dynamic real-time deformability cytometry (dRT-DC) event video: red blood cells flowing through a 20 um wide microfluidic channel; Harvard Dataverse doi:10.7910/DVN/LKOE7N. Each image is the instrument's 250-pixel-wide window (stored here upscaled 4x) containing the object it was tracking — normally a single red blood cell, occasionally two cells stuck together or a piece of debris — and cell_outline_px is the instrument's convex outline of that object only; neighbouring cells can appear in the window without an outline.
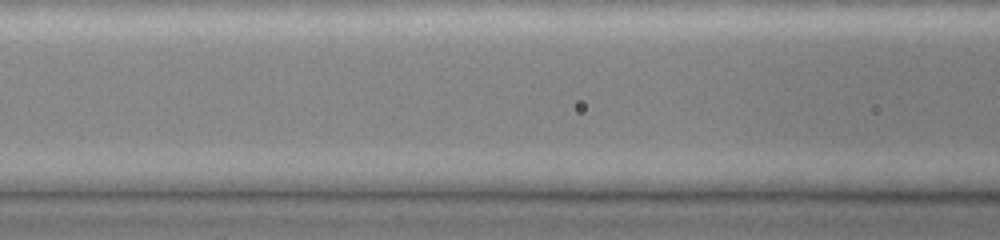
{"species": "common noctule bat (a hibernating species)", "species_latin": "Nyctalus noctula", "temperature_condition": "cold", "stored_images_in_passage": 4, "camera_frame_rate_fps": 3000, "um_per_image_px": 0.085, "animal": {"sex": "female", "body_mass_g": 19.0, "forearm_length_mm": 51.5}, "frame": {"image": 1, "passage_image": 4, "time_ms": 1.0, "image_size_px": [1000, 240], "cell_outline_px": [[700, 144], [688, 148], [592, 152], [556, 148], [548, 144], [548, 140], [600, 136], [684, 140]], "centroid_in_image_um": [52.55, 12.24], "position_along_channel_um": 114.0, "area_um2": 12.14}}